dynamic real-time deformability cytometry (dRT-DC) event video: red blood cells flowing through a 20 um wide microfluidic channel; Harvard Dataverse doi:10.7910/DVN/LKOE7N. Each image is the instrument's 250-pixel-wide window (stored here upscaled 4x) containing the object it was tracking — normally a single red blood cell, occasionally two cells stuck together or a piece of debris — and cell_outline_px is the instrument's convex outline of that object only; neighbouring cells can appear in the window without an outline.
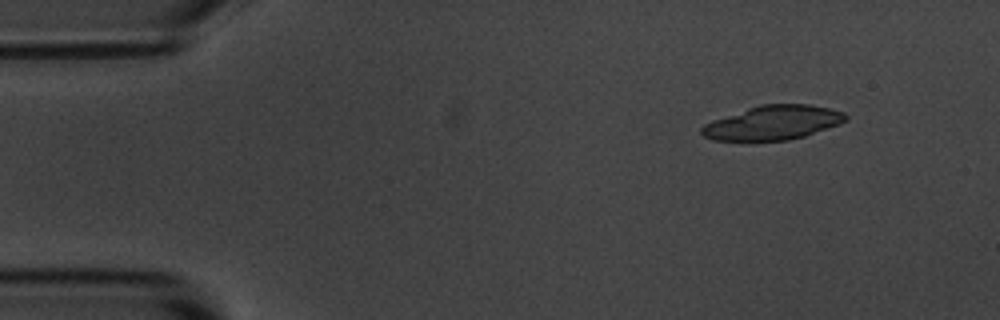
{"species": "common noctule bat (a hibernating species)", "species_latin": "Nyctalus noctula", "temperature_condition": "room temperature", "stored_images_in_passage": 4, "camera_frame_rate_fps": 3000, "um_per_image_px": 0.085, "animal": {"sex": "male", "body_mass_g": 20.1, "forearm_length_mm": 53.5}, "frame": {"image": 1, "passage_image": 2, "time_ms": 1.333, "image_size_px": [1000, 320], "cell_outline_px": [[848, 120], [840, 124], [804, 136], [788, 140], [712, 140], [704, 136], [700, 132], [700, 128], [704, 124], [712, 120], [760, 104], [808, 104], [828, 108], [844, 112], [848, 116]], "centroid_in_image_um": [65.71, 10.42], "position_along_channel_um": 19.3, "area_um2": 28.61}}